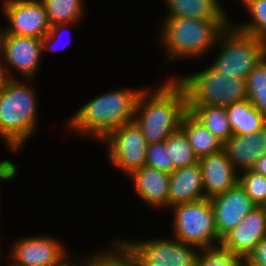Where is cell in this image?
<instances>
[{"instance_id":"obj_34","label":"cell","mask_w":266,"mask_h":266,"mask_svg":"<svg viewBox=\"0 0 266 266\" xmlns=\"http://www.w3.org/2000/svg\"><path fill=\"white\" fill-rule=\"evenodd\" d=\"M66 255V251L62 252L56 259L55 261L52 263L51 266H81V265H78L76 263H71L69 262L66 258H64ZM66 259V260H65ZM86 265H83L82 266H92V258L90 260V258L88 259V261L86 263H84Z\"/></svg>"},{"instance_id":"obj_1","label":"cell","mask_w":266,"mask_h":266,"mask_svg":"<svg viewBox=\"0 0 266 266\" xmlns=\"http://www.w3.org/2000/svg\"><path fill=\"white\" fill-rule=\"evenodd\" d=\"M173 80L163 83L152 94L149 93L150 89H144L138 98L134 122L148 145L164 142L179 130L182 118L188 111L185 90L176 78Z\"/></svg>"},{"instance_id":"obj_5","label":"cell","mask_w":266,"mask_h":266,"mask_svg":"<svg viewBox=\"0 0 266 266\" xmlns=\"http://www.w3.org/2000/svg\"><path fill=\"white\" fill-rule=\"evenodd\" d=\"M176 80L185 90L187 106L227 107L247 99L246 80L223 74L212 66Z\"/></svg>"},{"instance_id":"obj_23","label":"cell","mask_w":266,"mask_h":266,"mask_svg":"<svg viewBox=\"0 0 266 266\" xmlns=\"http://www.w3.org/2000/svg\"><path fill=\"white\" fill-rule=\"evenodd\" d=\"M45 6L50 26L72 24L82 15V0H41Z\"/></svg>"},{"instance_id":"obj_22","label":"cell","mask_w":266,"mask_h":266,"mask_svg":"<svg viewBox=\"0 0 266 266\" xmlns=\"http://www.w3.org/2000/svg\"><path fill=\"white\" fill-rule=\"evenodd\" d=\"M187 110L223 143L233 135L226 107L187 106Z\"/></svg>"},{"instance_id":"obj_21","label":"cell","mask_w":266,"mask_h":266,"mask_svg":"<svg viewBox=\"0 0 266 266\" xmlns=\"http://www.w3.org/2000/svg\"><path fill=\"white\" fill-rule=\"evenodd\" d=\"M233 135H250L266 127V117L248 99L226 107Z\"/></svg>"},{"instance_id":"obj_26","label":"cell","mask_w":266,"mask_h":266,"mask_svg":"<svg viewBox=\"0 0 266 266\" xmlns=\"http://www.w3.org/2000/svg\"><path fill=\"white\" fill-rule=\"evenodd\" d=\"M115 241V252H97L92 256V266H142L139 258L123 241Z\"/></svg>"},{"instance_id":"obj_2","label":"cell","mask_w":266,"mask_h":266,"mask_svg":"<svg viewBox=\"0 0 266 266\" xmlns=\"http://www.w3.org/2000/svg\"><path fill=\"white\" fill-rule=\"evenodd\" d=\"M142 89H119L100 95L85 104L73 115L68 125L104 141L113 131L134 122L136 105Z\"/></svg>"},{"instance_id":"obj_28","label":"cell","mask_w":266,"mask_h":266,"mask_svg":"<svg viewBox=\"0 0 266 266\" xmlns=\"http://www.w3.org/2000/svg\"><path fill=\"white\" fill-rule=\"evenodd\" d=\"M198 258L197 266H244L245 259L222 246L203 249Z\"/></svg>"},{"instance_id":"obj_36","label":"cell","mask_w":266,"mask_h":266,"mask_svg":"<svg viewBox=\"0 0 266 266\" xmlns=\"http://www.w3.org/2000/svg\"><path fill=\"white\" fill-rule=\"evenodd\" d=\"M5 69L6 68H4V64L1 65V62H0V86L4 78H10L8 73H6Z\"/></svg>"},{"instance_id":"obj_17","label":"cell","mask_w":266,"mask_h":266,"mask_svg":"<svg viewBox=\"0 0 266 266\" xmlns=\"http://www.w3.org/2000/svg\"><path fill=\"white\" fill-rule=\"evenodd\" d=\"M205 198L199 163L176 168L169 174L168 207Z\"/></svg>"},{"instance_id":"obj_19","label":"cell","mask_w":266,"mask_h":266,"mask_svg":"<svg viewBox=\"0 0 266 266\" xmlns=\"http://www.w3.org/2000/svg\"><path fill=\"white\" fill-rule=\"evenodd\" d=\"M181 129L187 135L198 159L223 150V142L214 136L199 120L187 111L181 121Z\"/></svg>"},{"instance_id":"obj_11","label":"cell","mask_w":266,"mask_h":266,"mask_svg":"<svg viewBox=\"0 0 266 266\" xmlns=\"http://www.w3.org/2000/svg\"><path fill=\"white\" fill-rule=\"evenodd\" d=\"M210 201L215 214L216 230L221 240L257 206L239 183L212 197Z\"/></svg>"},{"instance_id":"obj_9","label":"cell","mask_w":266,"mask_h":266,"mask_svg":"<svg viewBox=\"0 0 266 266\" xmlns=\"http://www.w3.org/2000/svg\"><path fill=\"white\" fill-rule=\"evenodd\" d=\"M103 142L109 146V159L114 166L130 175L146 163L148 143L135 122L113 131Z\"/></svg>"},{"instance_id":"obj_8","label":"cell","mask_w":266,"mask_h":266,"mask_svg":"<svg viewBox=\"0 0 266 266\" xmlns=\"http://www.w3.org/2000/svg\"><path fill=\"white\" fill-rule=\"evenodd\" d=\"M123 242L139 258L142 266H197L200 256L193 250L198 246L184 244L177 239Z\"/></svg>"},{"instance_id":"obj_4","label":"cell","mask_w":266,"mask_h":266,"mask_svg":"<svg viewBox=\"0 0 266 266\" xmlns=\"http://www.w3.org/2000/svg\"><path fill=\"white\" fill-rule=\"evenodd\" d=\"M160 41L168 52V59L200 56L215 42L230 24L227 20H199L166 17Z\"/></svg>"},{"instance_id":"obj_6","label":"cell","mask_w":266,"mask_h":266,"mask_svg":"<svg viewBox=\"0 0 266 266\" xmlns=\"http://www.w3.org/2000/svg\"><path fill=\"white\" fill-rule=\"evenodd\" d=\"M217 40L223 48L211 66L223 74L246 80L266 56V43L231 25L221 32Z\"/></svg>"},{"instance_id":"obj_13","label":"cell","mask_w":266,"mask_h":266,"mask_svg":"<svg viewBox=\"0 0 266 266\" xmlns=\"http://www.w3.org/2000/svg\"><path fill=\"white\" fill-rule=\"evenodd\" d=\"M266 237V207L256 206L221 242V246L246 259Z\"/></svg>"},{"instance_id":"obj_29","label":"cell","mask_w":266,"mask_h":266,"mask_svg":"<svg viewBox=\"0 0 266 266\" xmlns=\"http://www.w3.org/2000/svg\"><path fill=\"white\" fill-rule=\"evenodd\" d=\"M238 183L257 206L266 207V177L253 170H244Z\"/></svg>"},{"instance_id":"obj_24","label":"cell","mask_w":266,"mask_h":266,"mask_svg":"<svg viewBox=\"0 0 266 266\" xmlns=\"http://www.w3.org/2000/svg\"><path fill=\"white\" fill-rule=\"evenodd\" d=\"M247 99L266 117V56L246 78Z\"/></svg>"},{"instance_id":"obj_18","label":"cell","mask_w":266,"mask_h":266,"mask_svg":"<svg viewBox=\"0 0 266 266\" xmlns=\"http://www.w3.org/2000/svg\"><path fill=\"white\" fill-rule=\"evenodd\" d=\"M130 176L138 196L144 202L151 206L168 207L169 173L144 165L133 171Z\"/></svg>"},{"instance_id":"obj_31","label":"cell","mask_w":266,"mask_h":266,"mask_svg":"<svg viewBox=\"0 0 266 266\" xmlns=\"http://www.w3.org/2000/svg\"><path fill=\"white\" fill-rule=\"evenodd\" d=\"M248 266H266V237H264L245 259Z\"/></svg>"},{"instance_id":"obj_3","label":"cell","mask_w":266,"mask_h":266,"mask_svg":"<svg viewBox=\"0 0 266 266\" xmlns=\"http://www.w3.org/2000/svg\"><path fill=\"white\" fill-rule=\"evenodd\" d=\"M33 90L15 79L4 78L0 86V136L12 150L21 147L36 127Z\"/></svg>"},{"instance_id":"obj_35","label":"cell","mask_w":266,"mask_h":266,"mask_svg":"<svg viewBox=\"0 0 266 266\" xmlns=\"http://www.w3.org/2000/svg\"><path fill=\"white\" fill-rule=\"evenodd\" d=\"M255 173L263 175L266 177V153L263 154L255 163L254 167L251 169Z\"/></svg>"},{"instance_id":"obj_25","label":"cell","mask_w":266,"mask_h":266,"mask_svg":"<svg viewBox=\"0 0 266 266\" xmlns=\"http://www.w3.org/2000/svg\"><path fill=\"white\" fill-rule=\"evenodd\" d=\"M164 142L166 150L169 151L170 161L173 162L175 168L198 163V158L189 139L181 128L171 134Z\"/></svg>"},{"instance_id":"obj_33","label":"cell","mask_w":266,"mask_h":266,"mask_svg":"<svg viewBox=\"0 0 266 266\" xmlns=\"http://www.w3.org/2000/svg\"><path fill=\"white\" fill-rule=\"evenodd\" d=\"M17 167L9 160L0 161V179L11 180L17 174Z\"/></svg>"},{"instance_id":"obj_16","label":"cell","mask_w":266,"mask_h":266,"mask_svg":"<svg viewBox=\"0 0 266 266\" xmlns=\"http://www.w3.org/2000/svg\"><path fill=\"white\" fill-rule=\"evenodd\" d=\"M223 151L234 167L251 170L266 153V127L250 135H232L223 143Z\"/></svg>"},{"instance_id":"obj_27","label":"cell","mask_w":266,"mask_h":266,"mask_svg":"<svg viewBox=\"0 0 266 266\" xmlns=\"http://www.w3.org/2000/svg\"><path fill=\"white\" fill-rule=\"evenodd\" d=\"M248 9L253 22L236 27L240 31L256 36L260 41L266 43V0H242Z\"/></svg>"},{"instance_id":"obj_32","label":"cell","mask_w":266,"mask_h":266,"mask_svg":"<svg viewBox=\"0 0 266 266\" xmlns=\"http://www.w3.org/2000/svg\"><path fill=\"white\" fill-rule=\"evenodd\" d=\"M66 25L68 24H55V25L50 26L48 33L41 39L43 50L44 48L52 49L53 44L56 43L55 42V39L57 37L56 34L59 32H62V30L64 29Z\"/></svg>"},{"instance_id":"obj_15","label":"cell","mask_w":266,"mask_h":266,"mask_svg":"<svg viewBox=\"0 0 266 266\" xmlns=\"http://www.w3.org/2000/svg\"><path fill=\"white\" fill-rule=\"evenodd\" d=\"M64 251V246L57 240L35 236L16 241L10 257L15 266H51Z\"/></svg>"},{"instance_id":"obj_12","label":"cell","mask_w":266,"mask_h":266,"mask_svg":"<svg viewBox=\"0 0 266 266\" xmlns=\"http://www.w3.org/2000/svg\"><path fill=\"white\" fill-rule=\"evenodd\" d=\"M0 48L12 68L18 69L26 78L36 75L42 55V40L33 37L12 34H0Z\"/></svg>"},{"instance_id":"obj_10","label":"cell","mask_w":266,"mask_h":266,"mask_svg":"<svg viewBox=\"0 0 266 266\" xmlns=\"http://www.w3.org/2000/svg\"><path fill=\"white\" fill-rule=\"evenodd\" d=\"M3 9L10 28L0 31V34L42 39L50 29L47 12L41 0H6Z\"/></svg>"},{"instance_id":"obj_20","label":"cell","mask_w":266,"mask_h":266,"mask_svg":"<svg viewBox=\"0 0 266 266\" xmlns=\"http://www.w3.org/2000/svg\"><path fill=\"white\" fill-rule=\"evenodd\" d=\"M218 0H167L170 16L199 20H228Z\"/></svg>"},{"instance_id":"obj_30","label":"cell","mask_w":266,"mask_h":266,"mask_svg":"<svg viewBox=\"0 0 266 266\" xmlns=\"http://www.w3.org/2000/svg\"><path fill=\"white\" fill-rule=\"evenodd\" d=\"M145 165L169 174L176 169L170 161L165 142L152 143L147 146Z\"/></svg>"},{"instance_id":"obj_14","label":"cell","mask_w":266,"mask_h":266,"mask_svg":"<svg viewBox=\"0 0 266 266\" xmlns=\"http://www.w3.org/2000/svg\"><path fill=\"white\" fill-rule=\"evenodd\" d=\"M198 163L201 169L205 198L207 199L224 193L239 181L236 168L223 150L216 154L201 157L198 159Z\"/></svg>"},{"instance_id":"obj_7","label":"cell","mask_w":266,"mask_h":266,"mask_svg":"<svg viewBox=\"0 0 266 266\" xmlns=\"http://www.w3.org/2000/svg\"><path fill=\"white\" fill-rule=\"evenodd\" d=\"M174 211V237L178 241L198 246L199 249L216 247L220 243L215 226V214L210 199L204 198L194 202L178 204Z\"/></svg>"}]
</instances>
